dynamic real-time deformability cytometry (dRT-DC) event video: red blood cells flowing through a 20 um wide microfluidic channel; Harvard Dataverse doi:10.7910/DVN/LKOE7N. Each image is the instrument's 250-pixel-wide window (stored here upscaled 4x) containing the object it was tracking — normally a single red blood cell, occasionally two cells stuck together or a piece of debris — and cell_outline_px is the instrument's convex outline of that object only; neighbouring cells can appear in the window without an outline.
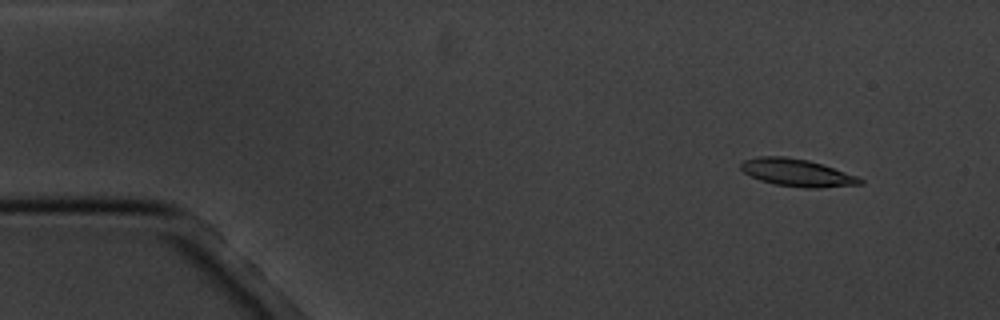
{"species": "common noctule bat (a hibernating species)", "species_latin": "Nyctalus noctula", "temperature_condition": "cold", "stored_images_in_passage": 4, "camera_frame_rate_fps": 3000, "um_per_image_px": 0.085, "animal": {"sex": "male", "body_mass_g": 20.1, "forearm_length_mm": 53.5}, "frame": {"image": 1, "passage_image": 1, "time_ms": 0.0, "image_size_px": [1000, 320], "cell_outline_px": [[864, 184], [820, 188], [804, 188], [776, 184], [760, 180], [744, 172], [740, 168], [740, 164], [744, 160], [756, 156], [784, 156], [808, 160], [856, 176], [864, 180]], "centroid_in_image_um": [67.73, 14.68], "position_along_channel_um": 17.3, "area_um2": 18.9}}
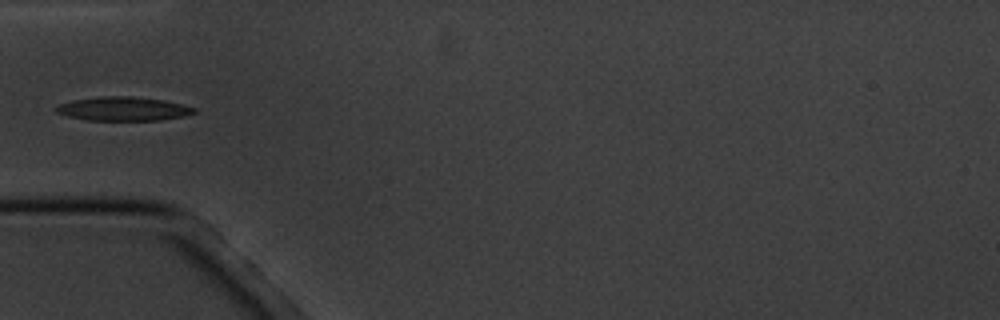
{"frame": {"image": 2, "passage_image": 4, "time_ms": 4.333, "image_size_px": [1000, 320], "cell_outline_px": [[196, 112], [184, 116], [160, 120], [84, 120], [68, 116], [56, 112], [52, 108], [60, 104], [72, 100], [104, 96], [132, 96], [164, 100], [196, 108]], "centroid_in_image_um": [10.45, 9.25], "position_along_channel_um": 74.6, "area_um2": 19.19}}